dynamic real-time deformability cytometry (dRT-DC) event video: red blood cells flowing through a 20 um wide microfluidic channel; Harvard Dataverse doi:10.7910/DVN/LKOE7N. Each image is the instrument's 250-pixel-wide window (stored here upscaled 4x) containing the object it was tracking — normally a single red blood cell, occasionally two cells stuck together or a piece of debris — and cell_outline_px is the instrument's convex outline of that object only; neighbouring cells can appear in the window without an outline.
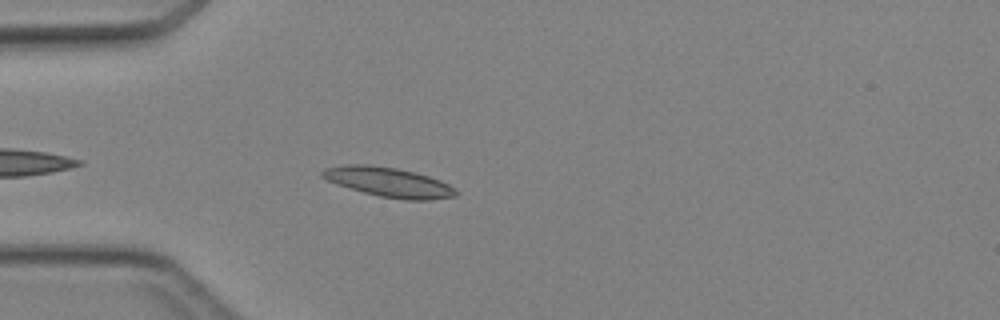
{"species": "Egyptian fruit bat (a non-hibernating species)", "species_latin": "Rousettus aegyptiacus", "temperature_condition": "cold", "stored_images_in_passage": 35, "camera_frame_rate_fps": 3000, "um_per_image_px": 0.085, "animal": {"sex": "female"}, "frame": {"image": 1, "passage_image": 4, "time_ms": 1.0, "image_size_px": [1000, 320], "cell_outline_px": [[460, 192], [456, 196], [432, 200], [404, 200], [380, 196], [364, 192], [336, 184], [320, 176], [320, 172], [324, 168], [344, 164], [364, 164], [396, 168], [428, 176], [440, 180], [448, 184]], "centroid_in_image_um": [33.03, 15.48], "position_along_channel_um": 52.0, "area_um2": 23.0}}
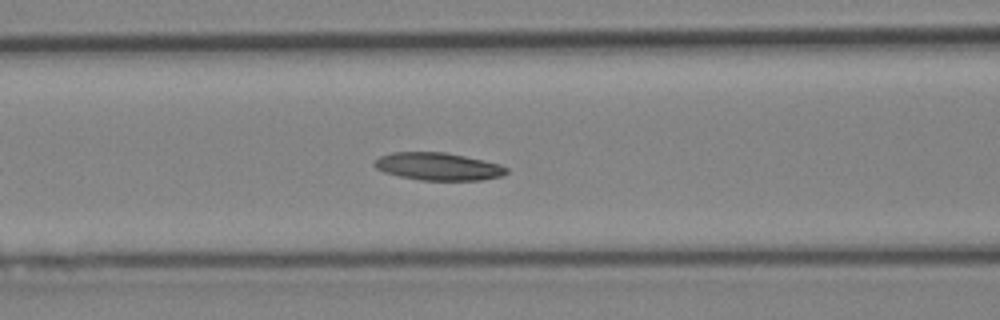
{"frame": {"image": 2, "passage_image": 10, "time_ms": 3.0, "image_size_px": [1000, 320], "cell_outline_px": [[508, 172], [504, 176], [480, 180], [420, 180], [400, 176], [384, 172], [376, 168], [372, 164], [380, 156], [392, 152], [444, 152], [484, 160], [500, 164], [508, 168]], "centroid_in_image_um": [37.26, 14.15], "position_along_channel_um": 129.3, "area_um2": 21.27}}
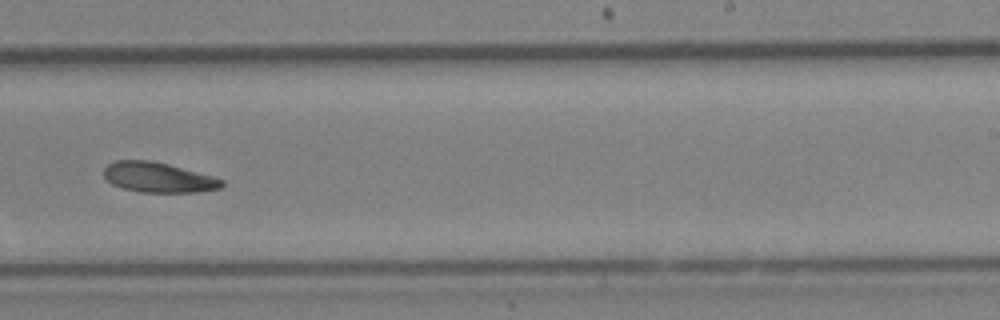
{"frame": {"image": 3, "passage_image": 20, "time_ms": 6.333, "image_size_px": [1000, 320], "cell_outline_px": [[224, 184], [220, 188], [196, 192], [140, 192], [124, 188], [112, 184], [104, 176], [104, 168], [108, 164], [116, 160], [148, 160], [168, 164], [212, 176], [224, 180]], "centroid_in_image_um": [13.44, 15.08], "position_along_channel_um": 275.6, "area_um2": 20.46}}